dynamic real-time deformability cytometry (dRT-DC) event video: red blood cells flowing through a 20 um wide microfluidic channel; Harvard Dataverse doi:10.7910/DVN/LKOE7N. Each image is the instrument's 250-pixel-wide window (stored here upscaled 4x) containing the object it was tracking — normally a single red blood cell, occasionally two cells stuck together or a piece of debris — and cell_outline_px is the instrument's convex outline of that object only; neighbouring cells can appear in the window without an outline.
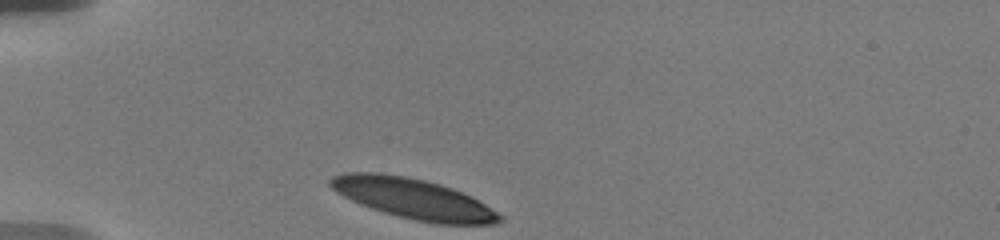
{"species": "human", "species_latin": "Homo sapiens", "temperature_condition": "warm", "stored_images_in_passage": 12, "camera_frame_rate_fps": 3000, "um_per_image_px": 0.085, "donor": {"sex": "male"}, "frame": {"image": 1, "passage_image": 1, "time_ms": 0.0, "image_size_px": [1000, 240], "cell_outline_px": [[504, 220], [496, 224], [436, 224], [416, 220], [384, 212], [360, 204], [336, 192], [328, 184], [328, 180], [332, 176], [344, 172], [376, 172], [408, 176], [440, 184], [452, 188], [472, 196], [504, 216]], "centroid_in_image_um": [35.15, 16.88], "position_along_channel_um": 49.9, "area_um2": 39.88}}
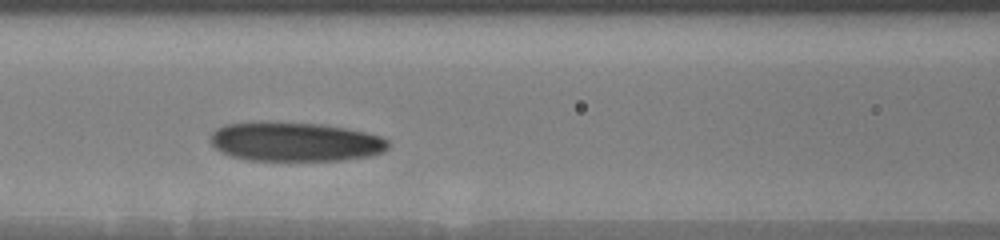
{"frame": {"image": 2, "passage_image": 8, "time_ms": 3.333, "image_size_px": [1000, 240], "cell_outline_px": [[388, 148], [384, 152], [372, 156], [344, 160], [248, 160], [232, 156], [216, 148], [208, 140], [212, 132], [216, 128], [224, 124], [256, 120], [272, 120], [320, 124], [348, 128], [380, 136], [388, 140]], "centroid_in_image_um": [25.05, 12.02], "position_along_channel_um": 141.5, "area_um2": 41.44}}
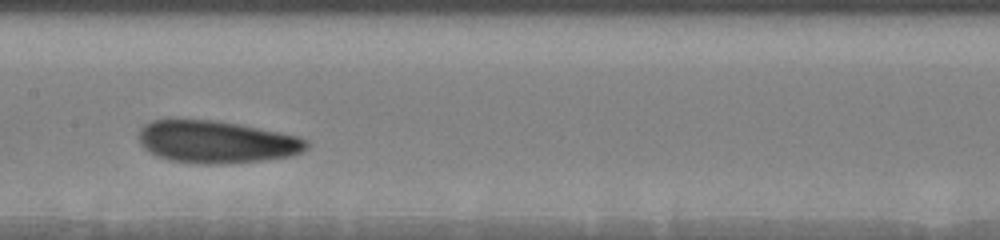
{"frame": {"image": 3, "passage_image": 11, "time_ms": 4.667, "image_size_px": [1000, 240], "cell_outline_px": [[308, 148], [292, 156], [260, 160], [224, 164], [204, 164], [172, 160], [156, 156], [144, 148], [140, 144], [140, 128], [144, 124], [152, 120], [168, 116], [216, 120], [240, 124], [300, 136], [308, 140]], "centroid_in_image_um": [18.35, 12.01], "position_along_channel_um": 189.0, "area_um2": 42.31}}